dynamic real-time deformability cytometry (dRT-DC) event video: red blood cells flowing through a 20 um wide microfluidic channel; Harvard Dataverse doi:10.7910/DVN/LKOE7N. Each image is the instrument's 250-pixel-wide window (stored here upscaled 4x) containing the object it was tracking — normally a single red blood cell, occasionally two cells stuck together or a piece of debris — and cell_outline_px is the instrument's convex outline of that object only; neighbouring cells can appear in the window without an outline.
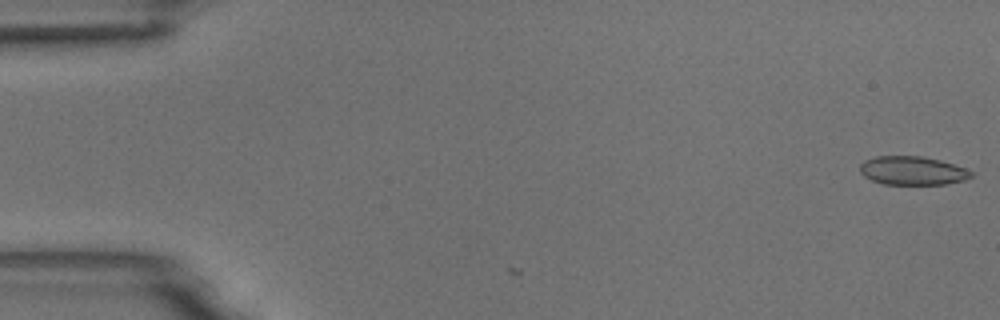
{"species": "common noctule bat (a hibernating species)", "species_latin": "Nyctalus noctula", "temperature_condition": "room temperature", "stored_images_in_passage": 2, "camera_frame_rate_fps": 3000, "um_per_image_px": 0.085, "animal": {"sex": "male", "body_mass_g": 18.8}, "frame": {"image": 1, "passage_image": 1, "time_ms": 0.0, "image_size_px": [1000, 320], "cell_outline_px": [[972, 176], [964, 180], [944, 184], [884, 184], [872, 180], [864, 176], [860, 172], [860, 164], [864, 160], [876, 156], [920, 156], [940, 160], [964, 168], [972, 172]], "centroid_in_image_um": [77.52, 14.5], "position_along_channel_um": 7.5, "area_um2": 18.38}}